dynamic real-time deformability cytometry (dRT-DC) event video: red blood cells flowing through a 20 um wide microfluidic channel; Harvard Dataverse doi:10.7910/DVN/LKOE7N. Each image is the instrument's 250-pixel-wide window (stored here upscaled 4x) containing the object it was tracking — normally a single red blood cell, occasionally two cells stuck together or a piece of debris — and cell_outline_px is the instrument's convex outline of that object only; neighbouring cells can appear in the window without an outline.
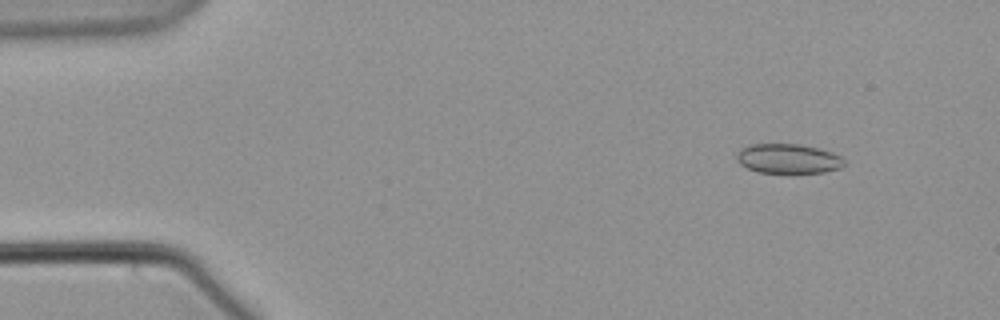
{"species": "common noctule bat (a hibernating species)", "species_latin": "Nyctalus noctula", "temperature_condition": "warm", "stored_images_in_passage": 57, "camera_frame_rate_fps": 3000, "um_per_image_px": 0.085, "animal": {"sex": "male", "body_mass_g": 21.5, "forearm_length_mm": 52.0}, "frame": {"image": 1, "passage_image": 6, "time_ms": 1.667, "image_size_px": [1000, 320], "cell_outline_px": [[844, 164], [840, 168], [824, 172], [792, 176], [756, 172], [740, 164], [736, 160], [736, 156], [740, 148], [752, 144], [800, 144], [820, 148], [832, 152], [840, 156], [844, 160]], "centroid_in_image_um": [66.99, 13.54], "position_along_channel_um": 18.0, "area_um2": 19.48}}
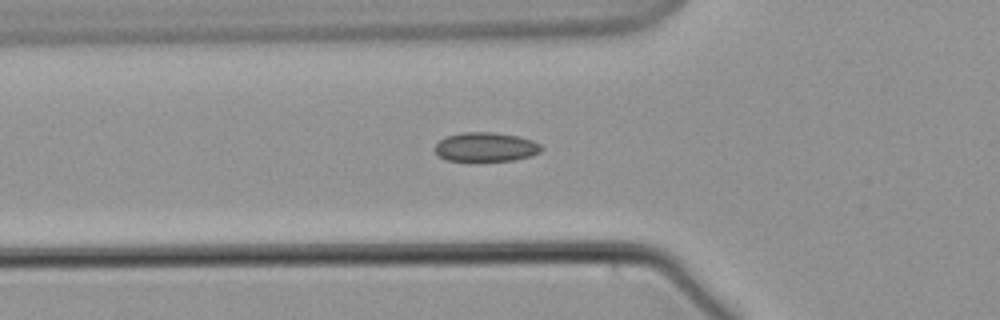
{"frame": {"image": 2, "passage_image": 20, "time_ms": 6.333, "image_size_px": [1000, 320], "cell_outline_px": [[544, 148], [540, 152], [532, 156], [512, 160], [444, 160], [432, 148], [444, 136], [464, 132], [496, 132], [516, 136], [532, 140], [540, 144]], "centroid_in_image_um": [41.28, 12.48], "position_along_channel_um": 84.5, "area_um2": 18.09}}
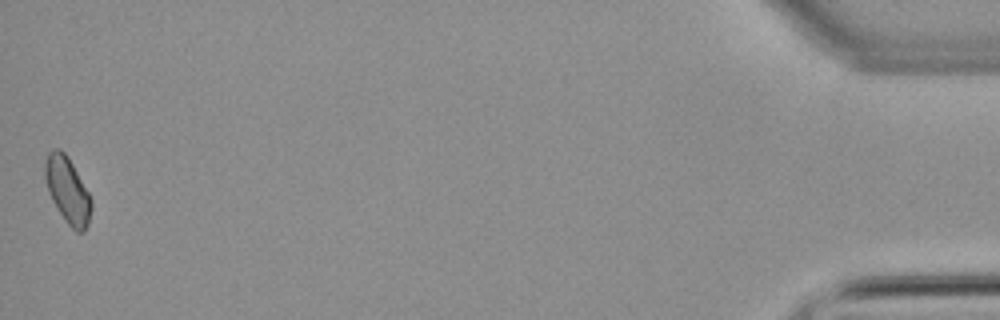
{"frame": {"image": 3, "passage_image": 57, "time_ms": 18.667, "image_size_px": [1000, 320], "cell_outline_px": [[92, 208], [88, 224], [84, 232], [76, 232], [68, 224], [52, 200], [48, 192], [44, 176], [44, 164], [48, 152], [52, 148], [60, 148], [68, 156], [88, 192], [92, 200]], "centroid_in_image_um": [5.73, 16.14], "position_along_channel_um": 429.5, "area_um2": 17.86}}